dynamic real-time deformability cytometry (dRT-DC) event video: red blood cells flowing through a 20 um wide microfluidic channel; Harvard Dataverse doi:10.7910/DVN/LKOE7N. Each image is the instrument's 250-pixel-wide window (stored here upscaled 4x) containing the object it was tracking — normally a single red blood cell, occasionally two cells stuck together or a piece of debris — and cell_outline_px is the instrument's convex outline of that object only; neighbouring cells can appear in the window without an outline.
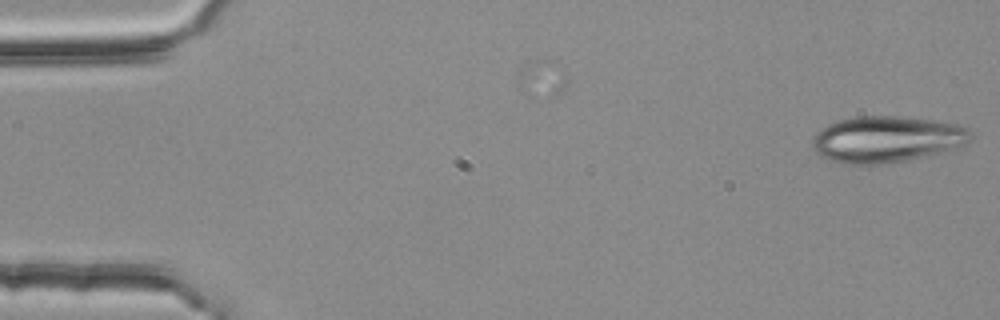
{"species": "common noctule bat (a hibernating species)", "species_latin": "Nyctalus noctula", "temperature_condition": "room temperature", "stored_images_in_passage": 3, "camera_frame_rate_fps": 3000, "um_per_image_px": 0.085, "animal": {"sex": "female", "body_mass_g": 25.1}, "frame": {"image": 1, "passage_image": 3, "time_ms": 0.667, "image_size_px": [1000, 320], "cell_outline_px": [[972, 136], [964, 144], [956, 148], [924, 156], [884, 164], [848, 164], [832, 160], [820, 156], [812, 148], [812, 140], [816, 132], [820, 128], [828, 124], [840, 120], [856, 116], [900, 116], [956, 124], [968, 128], [972, 132]], "centroid_in_image_um": [75.33, 11.83], "position_along_channel_um": 9.7, "area_um2": 42.48}}